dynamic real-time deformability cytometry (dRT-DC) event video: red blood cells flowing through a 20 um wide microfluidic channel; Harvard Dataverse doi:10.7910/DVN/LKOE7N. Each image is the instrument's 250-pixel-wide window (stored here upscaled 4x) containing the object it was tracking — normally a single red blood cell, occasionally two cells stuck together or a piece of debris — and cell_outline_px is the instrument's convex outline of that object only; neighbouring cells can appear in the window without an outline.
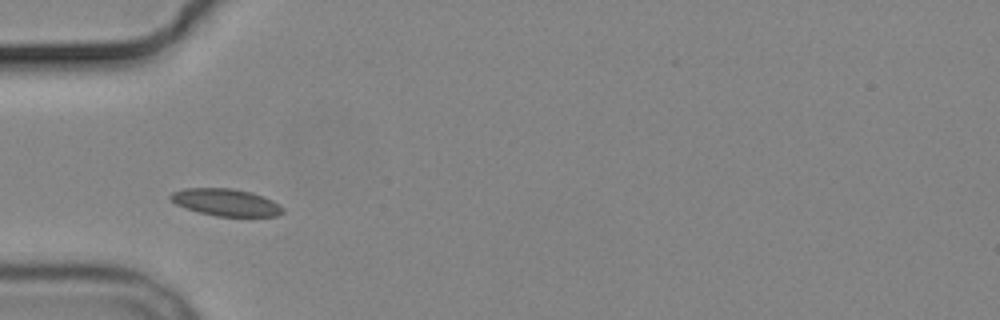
{"species": "common noctule bat (a hibernating species)", "species_latin": "Nyctalus noctula", "temperature_condition": "cold", "stored_images_in_passage": 4, "camera_frame_rate_fps": 3000, "um_per_image_px": 0.085, "animal": {"sex": "male", "body_mass_g": 19.2, "forearm_length_mm": 51.8}, "frame": {"image": 1, "passage_image": 2, "time_ms": 1.333, "image_size_px": [1000, 320], "cell_outline_px": [[284, 212], [276, 216], [216, 216], [200, 212], [176, 204], [168, 196], [172, 192], [184, 188], [232, 188], [252, 192], [264, 196], [280, 204], [284, 208]], "centroid_in_image_um": [19.24, 17.19], "position_along_channel_um": 65.8, "area_um2": 17.74}}
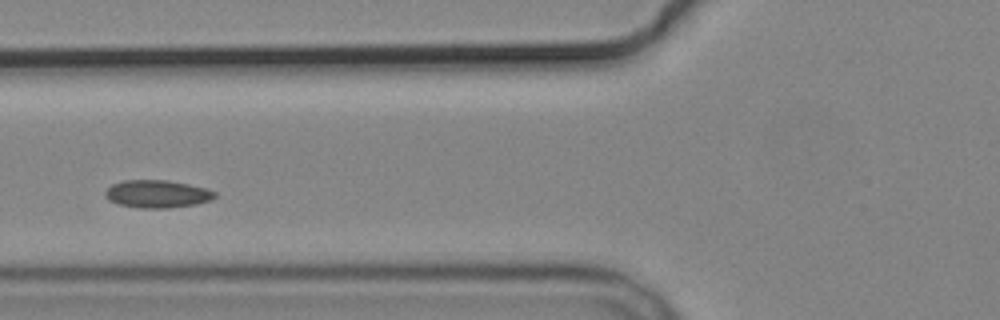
{"frame": {"image": 2, "passage_image": 3, "time_ms": 2.667, "image_size_px": [1000, 320], "cell_outline_px": [[216, 196], [212, 200], [196, 204], [168, 208], [136, 208], [120, 204], [108, 200], [104, 196], [104, 192], [112, 184], [124, 180], [168, 180], [208, 188], [216, 192]], "centroid_in_image_um": [13.37, 16.48], "position_along_channel_um": 112.4, "area_um2": 17.86}}
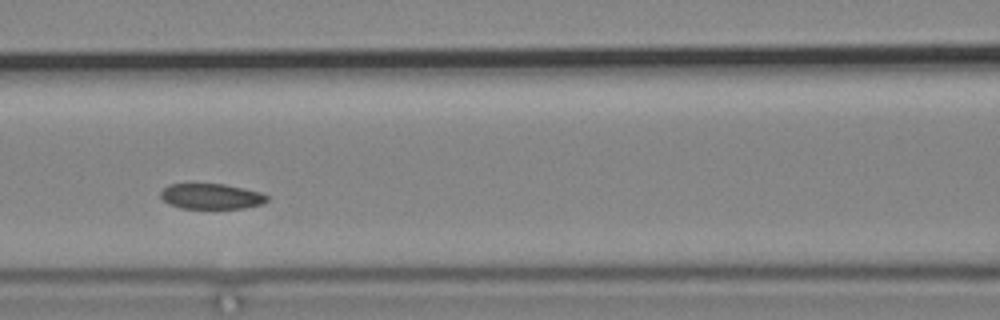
{"frame": {"image": 3, "passage_image": 4, "time_ms": 3.667, "image_size_px": [1000, 320], "cell_outline_px": [[268, 200], [260, 204], [244, 208], [180, 208], [168, 204], [160, 196], [160, 192], [168, 184], [224, 184], [244, 188], [260, 192], [268, 196]], "centroid_in_image_um": [17.94, 16.68], "position_along_channel_um": 148.7, "area_um2": 15.72}}